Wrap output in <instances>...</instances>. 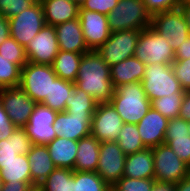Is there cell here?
Masks as SVG:
<instances>
[{
  "label": "cell",
  "instance_id": "obj_1",
  "mask_svg": "<svg viewBox=\"0 0 190 191\" xmlns=\"http://www.w3.org/2000/svg\"><path fill=\"white\" fill-rule=\"evenodd\" d=\"M74 83L78 89L92 96L98 104L110 103L115 91L111 82L110 66L97 51H89L82 55Z\"/></svg>",
  "mask_w": 190,
  "mask_h": 191
},
{
  "label": "cell",
  "instance_id": "obj_2",
  "mask_svg": "<svg viewBox=\"0 0 190 191\" xmlns=\"http://www.w3.org/2000/svg\"><path fill=\"white\" fill-rule=\"evenodd\" d=\"M110 103L124 123L138 124L151 108L141 82L117 87Z\"/></svg>",
  "mask_w": 190,
  "mask_h": 191
},
{
  "label": "cell",
  "instance_id": "obj_3",
  "mask_svg": "<svg viewBox=\"0 0 190 191\" xmlns=\"http://www.w3.org/2000/svg\"><path fill=\"white\" fill-rule=\"evenodd\" d=\"M110 32L142 30L151 26L152 16L142 0H118L107 15Z\"/></svg>",
  "mask_w": 190,
  "mask_h": 191
},
{
  "label": "cell",
  "instance_id": "obj_4",
  "mask_svg": "<svg viewBox=\"0 0 190 191\" xmlns=\"http://www.w3.org/2000/svg\"><path fill=\"white\" fill-rule=\"evenodd\" d=\"M141 83L151 102L163 96H172L173 93H185L171 64L153 63L146 65Z\"/></svg>",
  "mask_w": 190,
  "mask_h": 191
},
{
  "label": "cell",
  "instance_id": "obj_5",
  "mask_svg": "<svg viewBox=\"0 0 190 191\" xmlns=\"http://www.w3.org/2000/svg\"><path fill=\"white\" fill-rule=\"evenodd\" d=\"M134 56L145 65L172 64L175 60V51L166 38L149 26L141 30Z\"/></svg>",
  "mask_w": 190,
  "mask_h": 191
},
{
  "label": "cell",
  "instance_id": "obj_6",
  "mask_svg": "<svg viewBox=\"0 0 190 191\" xmlns=\"http://www.w3.org/2000/svg\"><path fill=\"white\" fill-rule=\"evenodd\" d=\"M57 77L51 65L27 62L21 68L19 87L36 103H42Z\"/></svg>",
  "mask_w": 190,
  "mask_h": 191
},
{
  "label": "cell",
  "instance_id": "obj_7",
  "mask_svg": "<svg viewBox=\"0 0 190 191\" xmlns=\"http://www.w3.org/2000/svg\"><path fill=\"white\" fill-rule=\"evenodd\" d=\"M152 152L156 182L176 184L190 175V167L167 144L152 148Z\"/></svg>",
  "mask_w": 190,
  "mask_h": 191
},
{
  "label": "cell",
  "instance_id": "obj_8",
  "mask_svg": "<svg viewBox=\"0 0 190 191\" xmlns=\"http://www.w3.org/2000/svg\"><path fill=\"white\" fill-rule=\"evenodd\" d=\"M8 20L10 24V36L22 47L26 48L29 42L45 25L41 2L38 0L29 9L8 18Z\"/></svg>",
  "mask_w": 190,
  "mask_h": 191
},
{
  "label": "cell",
  "instance_id": "obj_9",
  "mask_svg": "<svg viewBox=\"0 0 190 191\" xmlns=\"http://www.w3.org/2000/svg\"><path fill=\"white\" fill-rule=\"evenodd\" d=\"M151 27L167 39L174 51L190 35L188 24L180 8L152 15Z\"/></svg>",
  "mask_w": 190,
  "mask_h": 191
},
{
  "label": "cell",
  "instance_id": "obj_10",
  "mask_svg": "<svg viewBox=\"0 0 190 191\" xmlns=\"http://www.w3.org/2000/svg\"><path fill=\"white\" fill-rule=\"evenodd\" d=\"M141 30H123L110 34L107 41L97 50L102 59L112 66L134 56Z\"/></svg>",
  "mask_w": 190,
  "mask_h": 191
},
{
  "label": "cell",
  "instance_id": "obj_11",
  "mask_svg": "<svg viewBox=\"0 0 190 191\" xmlns=\"http://www.w3.org/2000/svg\"><path fill=\"white\" fill-rule=\"evenodd\" d=\"M0 102L17 128L26 126L37 104L20 87L1 88Z\"/></svg>",
  "mask_w": 190,
  "mask_h": 191
},
{
  "label": "cell",
  "instance_id": "obj_12",
  "mask_svg": "<svg viewBox=\"0 0 190 191\" xmlns=\"http://www.w3.org/2000/svg\"><path fill=\"white\" fill-rule=\"evenodd\" d=\"M57 113L42 103L36 104L28 123L24 127L32 144L47 145L57 137L53 128Z\"/></svg>",
  "mask_w": 190,
  "mask_h": 191
},
{
  "label": "cell",
  "instance_id": "obj_13",
  "mask_svg": "<svg viewBox=\"0 0 190 191\" xmlns=\"http://www.w3.org/2000/svg\"><path fill=\"white\" fill-rule=\"evenodd\" d=\"M126 155L116 141L100 142L97 174L112 187L123 175Z\"/></svg>",
  "mask_w": 190,
  "mask_h": 191
},
{
  "label": "cell",
  "instance_id": "obj_14",
  "mask_svg": "<svg viewBox=\"0 0 190 191\" xmlns=\"http://www.w3.org/2000/svg\"><path fill=\"white\" fill-rule=\"evenodd\" d=\"M123 124L111 103H99L92 117L90 135L100 142L116 141Z\"/></svg>",
  "mask_w": 190,
  "mask_h": 191
},
{
  "label": "cell",
  "instance_id": "obj_15",
  "mask_svg": "<svg viewBox=\"0 0 190 191\" xmlns=\"http://www.w3.org/2000/svg\"><path fill=\"white\" fill-rule=\"evenodd\" d=\"M55 26L44 25L25 48L28 62L51 65L59 52Z\"/></svg>",
  "mask_w": 190,
  "mask_h": 191
},
{
  "label": "cell",
  "instance_id": "obj_16",
  "mask_svg": "<svg viewBox=\"0 0 190 191\" xmlns=\"http://www.w3.org/2000/svg\"><path fill=\"white\" fill-rule=\"evenodd\" d=\"M78 18L88 49L97 51L111 34L107 16L99 12L80 9Z\"/></svg>",
  "mask_w": 190,
  "mask_h": 191
},
{
  "label": "cell",
  "instance_id": "obj_17",
  "mask_svg": "<svg viewBox=\"0 0 190 191\" xmlns=\"http://www.w3.org/2000/svg\"><path fill=\"white\" fill-rule=\"evenodd\" d=\"M93 115L69 114L58 112L53 128L57 137H64L74 141L90 136Z\"/></svg>",
  "mask_w": 190,
  "mask_h": 191
},
{
  "label": "cell",
  "instance_id": "obj_18",
  "mask_svg": "<svg viewBox=\"0 0 190 191\" xmlns=\"http://www.w3.org/2000/svg\"><path fill=\"white\" fill-rule=\"evenodd\" d=\"M168 121V118L151 107L140 122L136 124L141 140L146 148H154L164 144Z\"/></svg>",
  "mask_w": 190,
  "mask_h": 191
},
{
  "label": "cell",
  "instance_id": "obj_19",
  "mask_svg": "<svg viewBox=\"0 0 190 191\" xmlns=\"http://www.w3.org/2000/svg\"><path fill=\"white\" fill-rule=\"evenodd\" d=\"M59 49L85 54L88 49L79 18L55 26Z\"/></svg>",
  "mask_w": 190,
  "mask_h": 191
},
{
  "label": "cell",
  "instance_id": "obj_20",
  "mask_svg": "<svg viewBox=\"0 0 190 191\" xmlns=\"http://www.w3.org/2000/svg\"><path fill=\"white\" fill-rule=\"evenodd\" d=\"M46 25L56 26L79 17L80 7L74 1L39 0Z\"/></svg>",
  "mask_w": 190,
  "mask_h": 191
},
{
  "label": "cell",
  "instance_id": "obj_21",
  "mask_svg": "<svg viewBox=\"0 0 190 191\" xmlns=\"http://www.w3.org/2000/svg\"><path fill=\"white\" fill-rule=\"evenodd\" d=\"M27 157L30 165L31 183L34 187H38L56 167L46 145L33 144Z\"/></svg>",
  "mask_w": 190,
  "mask_h": 191
},
{
  "label": "cell",
  "instance_id": "obj_22",
  "mask_svg": "<svg viewBox=\"0 0 190 191\" xmlns=\"http://www.w3.org/2000/svg\"><path fill=\"white\" fill-rule=\"evenodd\" d=\"M145 68V63L135 56L110 66L111 82L114 88L124 84L141 82L144 78Z\"/></svg>",
  "mask_w": 190,
  "mask_h": 191
},
{
  "label": "cell",
  "instance_id": "obj_23",
  "mask_svg": "<svg viewBox=\"0 0 190 191\" xmlns=\"http://www.w3.org/2000/svg\"><path fill=\"white\" fill-rule=\"evenodd\" d=\"M154 159L152 148H146L126 156L124 177L133 179L154 178Z\"/></svg>",
  "mask_w": 190,
  "mask_h": 191
},
{
  "label": "cell",
  "instance_id": "obj_24",
  "mask_svg": "<svg viewBox=\"0 0 190 191\" xmlns=\"http://www.w3.org/2000/svg\"><path fill=\"white\" fill-rule=\"evenodd\" d=\"M32 145L25 128H16L9 138L0 141V170L1 165L15 159L16 155H27Z\"/></svg>",
  "mask_w": 190,
  "mask_h": 191
},
{
  "label": "cell",
  "instance_id": "obj_25",
  "mask_svg": "<svg viewBox=\"0 0 190 191\" xmlns=\"http://www.w3.org/2000/svg\"><path fill=\"white\" fill-rule=\"evenodd\" d=\"M46 146L55 167L74 170L78 141L56 137Z\"/></svg>",
  "mask_w": 190,
  "mask_h": 191
},
{
  "label": "cell",
  "instance_id": "obj_26",
  "mask_svg": "<svg viewBox=\"0 0 190 191\" xmlns=\"http://www.w3.org/2000/svg\"><path fill=\"white\" fill-rule=\"evenodd\" d=\"M100 151V141L93 136L78 141L74 170L96 172Z\"/></svg>",
  "mask_w": 190,
  "mask_h": 191
},
{
  "label": "cell",
  "instance_id": "obj_27",
  "mask_svg": "<svg viewBox=\"0 0 190 191\" xmlns=\"http://www.w3.org/2000/svg\"><path fill=\"white\" fill-rule=\"evenodd\" d=\"M82 55L81 53L59 50L51 66L58 77L75 82Z\"/></svg>",
  "mask_w": 190,
  "mask_h": 191
},
{
  "label": "cell",
  "instance_id": "obj_28",
  "mask_svg": "<svg viewBox=\"0 0 190 191\" xmlns=\"http://www.w3.org/2000/svg\"><path fill=\"white\" fill-rule=\"evenodd\" d=\"M0 177L3 183L31 182L27 155H16L15 159L1 165Z\"/></svg>",
  "mask_w": 190,
  "mask_h": 191
},
{
  "label": "cell",
  "instance_id": "obj_29",
  "mask_svg": "<svg viewBox=\"0 0 190 191\" xmlns=\"http://www.w3.org/2000/svg\"><path fill=\"white\" fill-rule=\"evenodd\" d=\"M74 88V82L57 77L52 82L49 96L44 99L42 104L57 112H64L66 110V99L72 95Z\"/></svg>",
  "mask_w": 190,
  "mask_h": 191
},
{
  "label": "cell",
  "instance_id": "obj_30",
  "mask_svg": "<svg viewBox=\"0 0 190 191\" xmlns=\"http://www.w3.org/2000/svg\"><path fill=\"white\" fill-rule=\"evenodd\" d=\"M38 187L41 191H74V170L56 167Z\"/></svg>",
  "mask_w": 190,
  "mask_h": 191
},
{
  "label": "cell",
  "instance_id": "obj_31",
  "mask_svg": "<svg viewBox=\"0 0 190 191\" xmlns=\"http://www.w3.org/2000/svg\"><path fill=\"white\" fill-rule=\"evenodd\" d=\"M97 102L92 96L76 86L70 97L66 99V112L78 115H93Z\"/></svg>",
  "mask_w": 190,
  "mask_h": 191
},
{
  "label": "cell",
  "instance_id": "obj_32",
  "mask_svg": "<svg viewBox=\"0 0 190 191\" xmlns=\"http://www.w3.org/2000/svg\"><path fill=\"white\" fill-rule=\"evenodd\" d=\"M116 142L126 156L146 149L139 135L137 125L133 123L123 124Z\"/></svg>",
  "mask_w": 190,
  "mask_h": 191
},
{
  "label": "cell",
  "instance_id": "obj_33",
  "mask_svg": "<svg viewBox=\"0 0 190 191\" xmlns=\"http://www.w3.org/2000/svg\"><path fill=\"white\" fill-rule=\"evenodd\" d=\"M74 191H111L97 172L74 170Z\"/></svg>",
  "mask_w": 190,
  "mask_h": 191
},
{
  "label": "cell",
  "instance_id": "obj_34",
  "mask_svg": "<svg viewBox=\"0 0 190 191\" xmlns=\"http://www.w3.org/2000/svg\"><path fill=\"white\" fill-rule=\"evenodd\" d=\"M185 93H173L172 96H163L151 102V107L168 119L179 117L182 99Z\"/></svg>",
  "mask_w": 190,
  "mask_h": 191
},
{
  "label": "cell",
  "instance_id": "obj_35",
  "mask_svg": "<svg viewBox=\"0 0 190 191\" xmlns=\"http://www.w3.org/2000/svg\"><path fill=\"white\" fill-rule=\"evenodd\" d=\"M21 68L0 55V89L19 87Z\"/></svg>",
  "mask_w": 190,
  "mask_h": 191
},
{
  "label": "cell",
  "instance_id": "obj_36",
  "mask_svg": "<svg viewBox=\"0 0 190 191\" xmlns=\"http://www.w3.org/2000/svg\"><path fill=\"white\" fill-rule=\"evenodd\" d=\"M0 55L22 68L27 62L25 48L11 36L0 45Z\"/></svg>",
  "mask_w": 190,
  "mask_h": 191
},
{
  "label": "cell",
  "instance_id": "obj_37",
  "mask_svg": "<svg viewBox=\"0 0 190 191\" xmlns=\"http://www.w3.org/2000/svg\"><path fill=\"white\" fill-rule=\"evenodd\" d=\"M155 182L154 178L133 179L122 176L111 187V191H151Z\"/></svg>",
  "mask_w": 190,
  "mask_h": 191
},
{
  "label": "cell",
  "instance_id": "obj_38",
  "mask_svg": "<svg viewBox=\"0 0 190 191\" xmlns=\"http://www.w3.org/2000/svg\"><path fill=\"white\" fill-rule=\"evenodd\" d=\"M164 144L190 167V135L165 136Z\"/></svg>",
  "mask_w": 190,
  "mask_h": 191
},
{
  "label": "cell",
  "instance_id": "obj_39",
  "mask_svg": "<svg viewBox=\"0 0 190 191\" xmlns=\"http://www.w3.org/2000/svg\"><path fill=\"white\" fill-rule=\"evenodd\" d=\"M38 0H0V15L10 18L29 9Z\"/></svg>",
  "mask_w": 190,
  "mask_h": 191
},
{
  "label": "cell",
  "instance_id": "obj_40",
  "mask_svg": "<svg viewBox=\"0 0 190 191\" xmlns=\"http://www.w3.org/2000/svg\"><path fill=\"white\" fill-rule=\"evenodd\" d=\"M184 91H190V59H175L171 64Z\"/></svg>",
  "mask_w": 190,
  "mask_h": 191
},
{
  "label": "cell",
  "instance_id": "obj_41",
  "mask_svg": "<svg viewBox=\"0 0 190 191\" xmlns=\"http://www.w3.org/2000/svg\"><path fill=\"white\" fill-rule=\"evenodd\" d=\"M150 15L175 10L180 7L183 0H142Z\"/></svg>",
  "mask_w": 190,
  "mask_h": 191
},
{
  "label": "cell",
  "instance_id": "obj_42",
  "mask_svg": "<svg viewBox=\"0 0 190 191\" xmlns=\"http://www.w3.org/2000/svg\"><path fill=\"white\" fill-rule=\"evenodd\" d=\"M118 4V0H86L80 9L99 12L108 15Z\"/></svg>",
  "mask_w": 190,
  "mask_h": 191
},
{
  "label": "cell",
  "instance_id": "obj_43",
  "mask_svg": "<svg viewBox=\"0 0 190 191\" xmlns=\"http://www.w3.org/2000/svg\"><path fill=\"white\" fill-rule=\"evenodd\" d=\"M190 135L188 122L180 117L169 119L165 136Z\"/></svg>",
  "mask_w": 190,
  "mask_h": 191
},
{
  "label": "cell",
  "instance_id": "obj_44",
  "mask_svg": "<svg viewBox=\"0 0 190 191\" xmlns=\"http://www.w3.org/2000/svg\"><path fill=\"white\" fill-rule=\"evenodd\" d=\"M16 128L0 102V141L9 138Z\"/></svg>",
  "mask_w": 190,
  "mask_h": 191
},
{
  "label": "cell",
  "instance_id": "obj_45",
  "mask_svg": "<svg viewBox=\"0 0 190 191\" xmlns=\"http://www.w3.org/2000/svg\"><path fill=\"white\" fill-rule=\"evenodd\" d=\"M32 187L31 182H20L17 183H4L1 191H29Z\"/></svg>",
  "mask_w": 190,
  "mask_h": 191
},
{
  "label": "cell",
  "instance_id": "obj_46",
  "mask_svg": "<svg viewBox=\"0 0 190 191\" xmlns=\"http://www.w3.org/2000/svg\"><path fill=\"white\" fill-rule=\"evenodd\" d=\"M179 117L190 122V91H185L179 111Z\"/></svg>",
  "mask_w": 190,
  "mask_h": 191
},
{
  "label": "cell",
  "instance_id": "obj_47",
  "mask_svg": "<svg viewBox=\"0 0 190 191\" xmlns=\"http://www.w3.org/2000/svg\"><path fill=\"white\" fill-rule=\"evenodd\" d=\"M175 59H190V35L175 50Z\"/></svg>",
  "mask_w": 190,
  "mask_h": 191
},
{
  "label": "cell",
  "instance_id": "obj_48",
  "mask_svg": "<svg viewBox=\"0 0 190 191\" xmlns=\"http://www.w3.org/2000/svg\"><path fill=\"white\" fill-rule=\"evenodd\" d=\"M10 36V24L8 18L0 15V45Z\"/></svg>",
  "mask_w": 190,
  "mask_h": 191
},
{
  "label": "cell",
  "instance_id": "obj_49",
  "mask_svg": "<svg viewBox=\"0 0 190 191\" xmlns=\"http://www.w3.org/2000/svg\"><path fill=\"white\" fill-rule=\"evenodd\" d=\"M175 191H190V175L174 184Z\"/></svg>",
  "mask_w": 190,
  "mask_h": 191
},
{
  "label": "cell",
  "instance_id": "obj_50",
  "mask_svg": "<svg viewBox=\"0 0 190 191\" xmlns=\"http://www.w3.org/2000/svg\"><path fill=\"white\" fill-rule=\"evenodd\" d=\"M151 191H175L174 184L155 182Z\"/></svg>",
  "mask_w": 190,
  "mask_h": 191
},
{
  "label": "cell",
  "instance_id": "obj_51",
  "mask_svg": "<svg viewBox=\"0 0 190 191\" xmlns=\"http://www.w3.org/2000/svg\"><path fill=\"white\" fill-rule=\"evenodd\" d=\"M184 14L186 22L188 24V28L190 31V1H184L179 7Z\"/></svg>",
  "mask_w": 190,
  "mask_h": 191
},
{
  "label": "cell",
  "instance_id": "obj_52",
  "mask_svg": "<svg viewBox=\"0 0 190 191\" xmlns=\"http://www.w3.org/2000/svg\"><path fill=\"white\" fill-rule=\"evenodd\" d=\"M86 0H74V2L81 7Z\"/></svg>",
  "mask_w": 190,
  "mask_h": 191
},
{
  "label": "cell",
  "instance_id": "obj_53",
  "mask_svg": "<svg viewBox=\"0 0 190 191\" xmlns=\"http://www.w3.org/2000/svg\"><path fill=\"white\" fill-rule=\"evenodd\" d=\"M29 191H41L39 187H32Z\"/></svg>",
  "mask_w": 190,
  "mask_h": 191
},
{
  "label": "cell",
  "instance_id": "obj_54",
  "mask_svg": "<svg viewBox=\"0 0 190 191\" xmlns=\"http://www.w3.org/2000/svg\"><path fill=\"white\" fill-rule=\"evenodd\" d=\"M3 181H2V179H1V177H0V191L2 190V187H3Z\"/></svg>",
  "mask_w": 190,
  "mask_h": 191
},
{
  "label": "cell",
  "instance_id": "obj_55",
  "mask_svg": "<svg viewBox=\"0 0 190 191\" xmlns=\"http://www.w3.org/2000/svg\"><path fill=\"white\" fill-rule=\"evenodd\" d=\"M188 129H189V133H190V122H188Z\"/></svg>",
  "mask_w": 190,
  "mask_h": 191
}]
</instances>
